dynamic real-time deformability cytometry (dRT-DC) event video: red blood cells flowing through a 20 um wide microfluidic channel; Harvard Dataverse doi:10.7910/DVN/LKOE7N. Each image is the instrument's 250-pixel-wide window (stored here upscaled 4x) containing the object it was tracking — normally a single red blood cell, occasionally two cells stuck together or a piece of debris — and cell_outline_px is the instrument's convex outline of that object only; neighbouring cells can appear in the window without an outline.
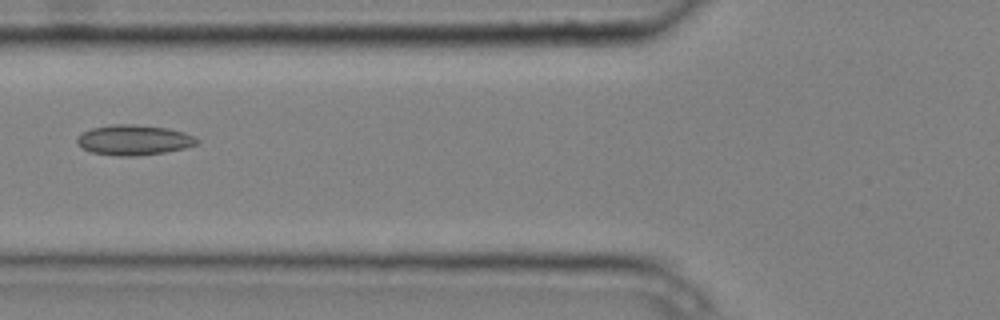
{"species": "common noctule bat (a hibernating species)", "species_latin": "Nyctalus noctula", "temperature_condition": "cold", "stored_images_in_passage": 6, "camera_frame_rate_fps": 3000, "um_per_image_px": 0.085, "animal": {"sex": "male", "body_mass_g": 20.4}, "frame": {"image": 1, "passage_image": 6, "time_ms": 1.667, "image_size_px": [1000, 320], "cell_outline_px": [[200, 144], [184, 148], [164, 152], [136, 156], [116, 156], [92, 152], [84, 148], [76, 140], [84, 132], [92, 128], [112, 124], [132, 124], [168, 128], [184, 132], [196, 136], [200, 140]], "centroid_in_image_um": [11.46, 11.9], "position_along_channel_um": 114.3, "area_um2": 21.04}}